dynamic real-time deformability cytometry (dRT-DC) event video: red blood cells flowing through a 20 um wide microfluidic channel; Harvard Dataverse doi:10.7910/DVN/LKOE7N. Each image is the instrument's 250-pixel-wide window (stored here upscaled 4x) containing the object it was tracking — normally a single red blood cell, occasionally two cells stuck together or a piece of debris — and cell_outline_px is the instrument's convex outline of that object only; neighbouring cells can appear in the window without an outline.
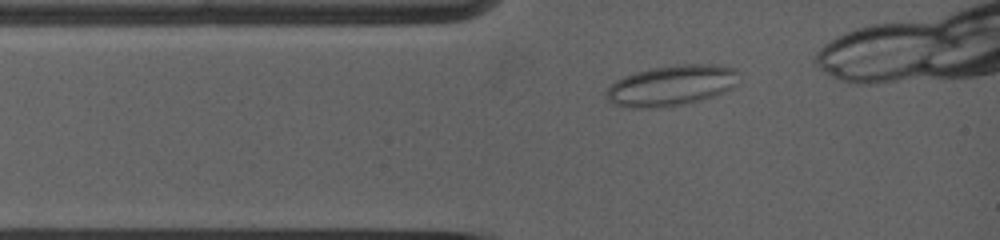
{"species": "common noctule bat (a hibernating species)", "species_latin": "Nyctalus noctula", "temperature_condition": "warm", "stored_images_in_passage": 36, "camera_frame_rate_fps": 5000, "um_per_image_px": 0.085, "animal": {"sex": "female", "body_mass_g": 19.0, "forearm_length_mm": 53.3}, "frame": {"image": 1, "passage_image": 3, "time_ms": 0.6, "image_size_px": [1000, 240], "cell_outline_px": [[740, 84], [716, 96], [684, 104], [664, 108], [632, 108], [616, 104], [608, 100], [604, 92], [616, 80], [624, 76], [636, 72], [652, 68], [676, 64], [716, 64], [736, 68], [740, 72]], "centroid_in_image_um": [57.15, 7.26], "position_along_channel_um": 27.8, "area_um2": 31.96}}
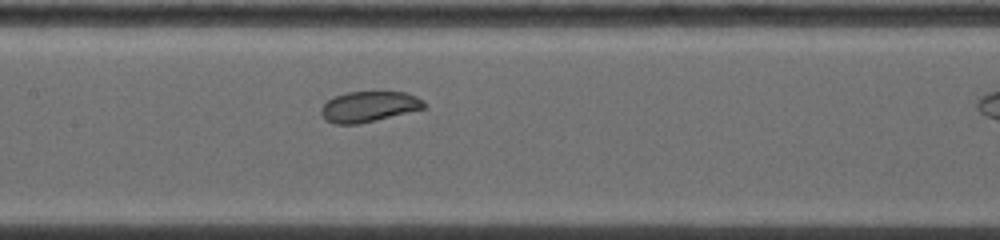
{"frame": {"image": 2, "passage_image": 16, "time_ms": 4.6, "image_size_px": [1000, 240], "cell_outline_px": [[428, 104], [424, 108], [376, 120], [356, 124], [332, 124], [324, 120], [320, 112], [320, 108], [332, 96], [348, 92], [404, 92], [416, 96], [424, 100]], "centroid_in_image_um": [31.32, 9.06], "position_along_channel_um": 176.1, "area_um2": 18.44}}
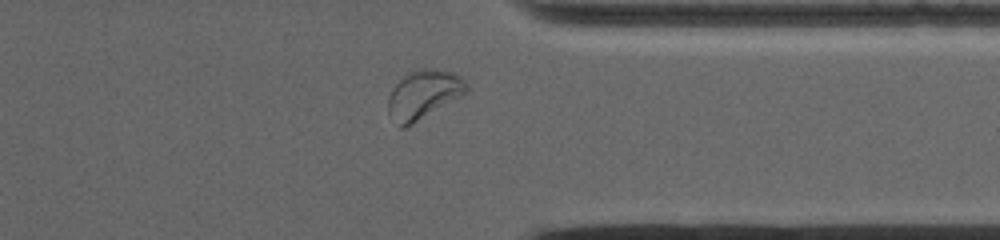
{"frame": {"image": 3, "passage_image": 35, "time_ms": 9.8, "image_size_px": [1000, 240], "cell_outline_px": [[468, 92], [412, 124], [404, 128], [400, 128], [388, 112], [388, 96], [392, 88], [408, 72], [424, 68], [432, 68], [452, 72], [460, 76], [468, 84]], "centroid_in_image_um": [36.0, 8.02], "position_along_channel_um": 375.4, "area_um2": 22.14}}